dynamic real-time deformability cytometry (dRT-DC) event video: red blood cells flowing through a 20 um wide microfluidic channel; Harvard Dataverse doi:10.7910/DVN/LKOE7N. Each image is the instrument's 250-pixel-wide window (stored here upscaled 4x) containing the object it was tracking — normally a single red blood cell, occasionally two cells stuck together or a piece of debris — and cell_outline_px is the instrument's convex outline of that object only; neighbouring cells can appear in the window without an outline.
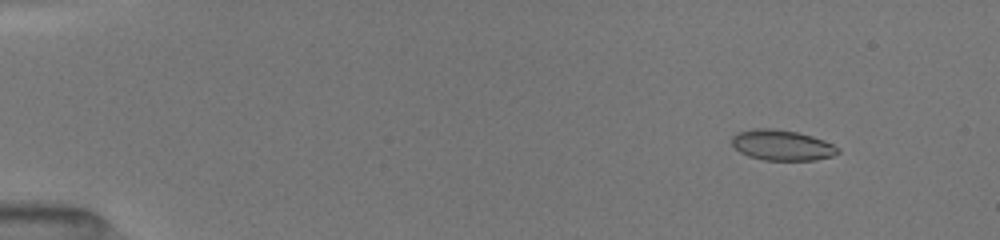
{"species": "common noctule bat (a hibernating species)", "species_latin": "Nyctalus noctula", "temperature_condition": "room temperature", "stored_images_in_passage": 53, "segment_of_instrument_passage": [1, 2], "camera_frame_rate_fps": 3000, "um_per_image_px": 0.085, "animal": {"sex": "female", "body_mass_g": 19.5, "forearm_length_mm": 54.1}, "frame": {"image": 1, "passage_image": 6, "time_ms": 1.667, "image_size_px": [1000, 240], "cell_outline_px": [[840, 152], [832, 156], [816, 160], [764, 160], [748, 156], [740, 152], [732, 144], [732, 136], [736, 132], [756, 128], [772, 128], [796, 132], [812, 136], [824, 140], [840, 148]], "centroid_in_image_um": [66.47, 12.34], "position_along_channel_um": 18.5, "area_um2": 18.9}}
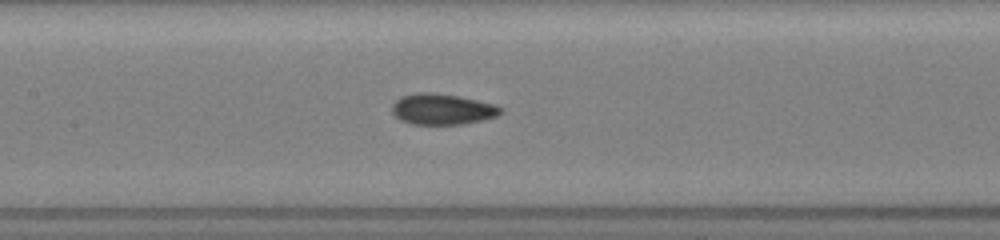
{"frame": {"image": 2, "passage_image": 26, "time_ms": 8.333, "image_size_px": [1000, 240], "cell_outline_px": [[504, 108], [496, 116], [480, 120], [460, 124], [412, 124], [400, 120], [392, 112], [392, 104], [400, 96], [416, 92], [432, 92], [460, 96], [492, 104]], "centroid_in_image_um": [37.53, 9.26], "position_along_channel_um": 169.9, "area_um2": 19.42}}
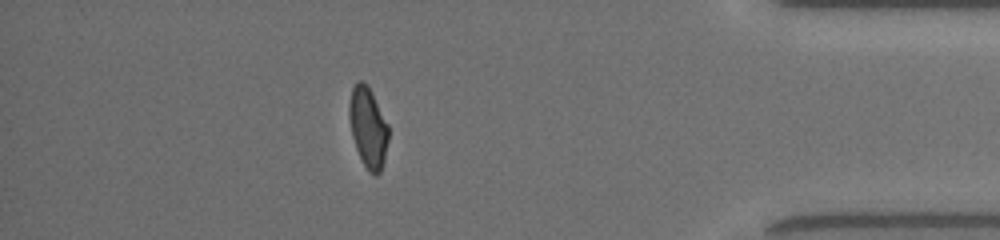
{"frame": {"image": 3, "passage_image": 46, "time_ms": 15.0, "image_size_px": [1000, 240], "cell_outline_px": [[388, 140], [384, 160], [380, 172], [376, 176], [372, 176], [368, 172], [356, 148], [352, 136], [348, 116], [348, 104], [352, 88], [360, 80], [368, 84], [388, 124]], "centroid_in_image_um": [31.28, 10.83], "position_along_channel_um": 403.9, "area_um2": 18.5}}